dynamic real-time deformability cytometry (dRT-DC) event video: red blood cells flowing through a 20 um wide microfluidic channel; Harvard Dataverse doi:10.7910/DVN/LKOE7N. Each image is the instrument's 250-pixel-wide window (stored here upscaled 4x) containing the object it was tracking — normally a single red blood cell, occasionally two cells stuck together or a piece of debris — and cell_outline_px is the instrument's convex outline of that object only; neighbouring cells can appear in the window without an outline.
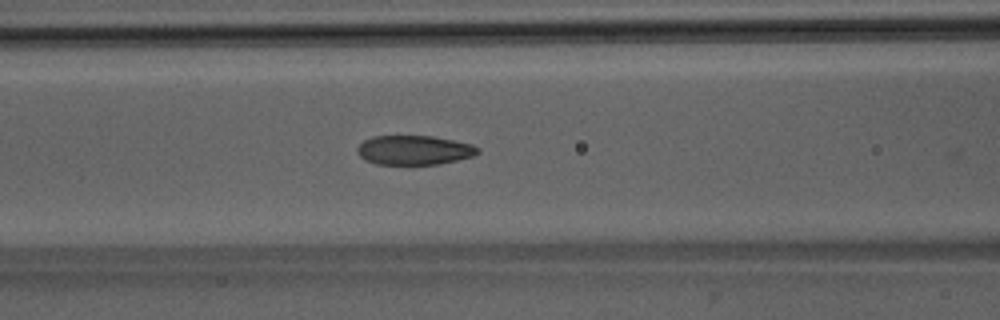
{"species": "Egyptian fruit bat (a non-hibernating species)", "species_latin": "Rousettus aegyptiacus", "temperature_condition": "room temperature", "stored_images_in_passage": 38, "camera_frame_rate_fps": 3000, "um_per_image_px": 0.085, "animal": {"sex": "male"}, "frame": {"image": 1, "passage_image": 11, "time_ms": 3.333, "image_size_px": [1000, 320], "cell_outline_px": [[480, 152], [472, 156], [440, 164], [376, 164], [364, 160], [356, 152], [356, 148], [364, 140], [372, 136], [432, 136], [472, 144], [480, 148]], "centroid_in_image_um": [35.18, 12.76], "position_along_channel_um": 131.4, "area_um2": 20.63}}
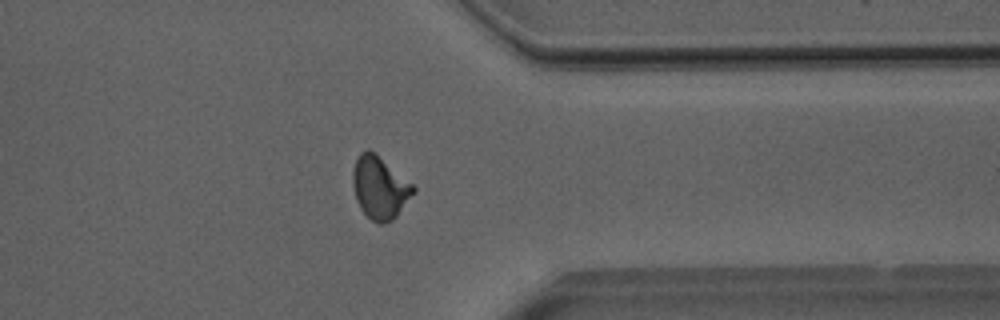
{"frame": {"image": 2, "passage_image": 30, "time_ms": 9.667, "image_size_px": [1000, 320], "cell_outline_px": [[416, 192], [396, 216], [392, 220], [384, 224], [380, 224], [372, 220], [360, 208], [356, 200], [352, 184], [352, 172], [356, 160], [360, 152], [368, 148], [376, 152], [412, 184], [416, 188]], "centroid_in_image_um": [32.27, 15.93], "position_along_channel_um": 379.1, "area_um2": 22.2}}
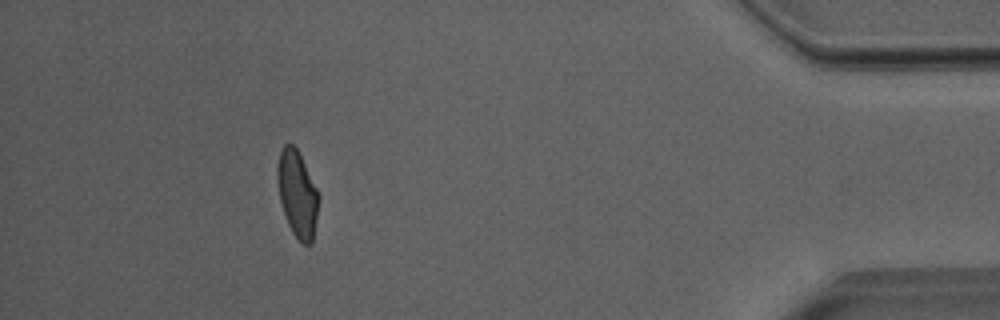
{"frame": {"image": 3, "passage_image": 36, "time_ms": 11.667, "image_size_px": [1000, 320], "cell_outline_px": [[320, 200], [312, 244], [304, 244], [292, 232], [288, 224], [280, 200], [276, 180], [276, 168], [280, 152], [284, 144], [292, 144], [296, 148], [320, 196]], "centroid_in_image_um": [25.27, 16.49], "position_along_channel_um": 409.9, "area_um2": 20.63}}